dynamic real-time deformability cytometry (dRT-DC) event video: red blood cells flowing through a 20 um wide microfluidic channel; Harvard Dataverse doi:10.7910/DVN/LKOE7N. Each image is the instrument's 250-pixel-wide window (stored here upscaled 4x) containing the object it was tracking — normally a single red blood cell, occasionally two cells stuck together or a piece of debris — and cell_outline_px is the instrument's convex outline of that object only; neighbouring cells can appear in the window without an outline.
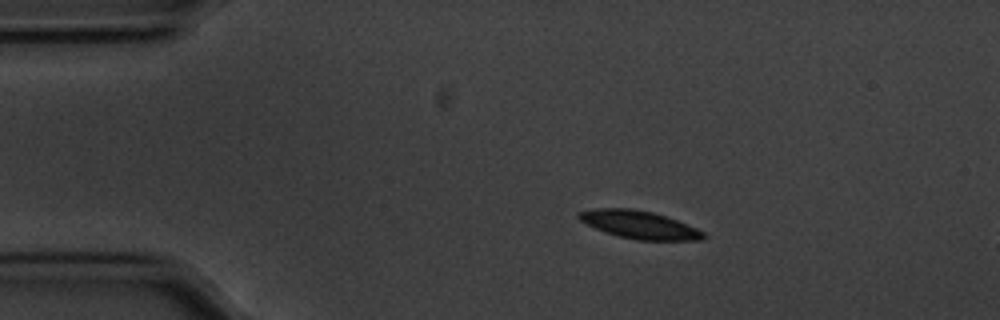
{"species": "common noctule bat (a hibernating species)", "species_latin": "Nyctalus noctula", "temperature_condition": "cold", "stored_images_in_passage": 16, "camera_frame_rate_fps": 3000, "um_per_image_px": 0.085, "animal": {"sex": "male", "body_mass_g": 20.1, "forearm_length_mm": 53.5}, "frame": {"image": 1, "passage_image": 10, "time_ms": 3.0, "image_size_px": [1000, 320], "cell_outline_px": [[708, 236], [700, 240], [636, 240], [604, 232], [580, 220], [576, 216], [580, 212], [596, 208], [632, 208], [652, 212], [676, 220], [696, 228], [704, 232]], "centroid_in_image_um": [54.35, 19.1], "position_along_channel_um": 30.6, "area_um2": 20.0}}